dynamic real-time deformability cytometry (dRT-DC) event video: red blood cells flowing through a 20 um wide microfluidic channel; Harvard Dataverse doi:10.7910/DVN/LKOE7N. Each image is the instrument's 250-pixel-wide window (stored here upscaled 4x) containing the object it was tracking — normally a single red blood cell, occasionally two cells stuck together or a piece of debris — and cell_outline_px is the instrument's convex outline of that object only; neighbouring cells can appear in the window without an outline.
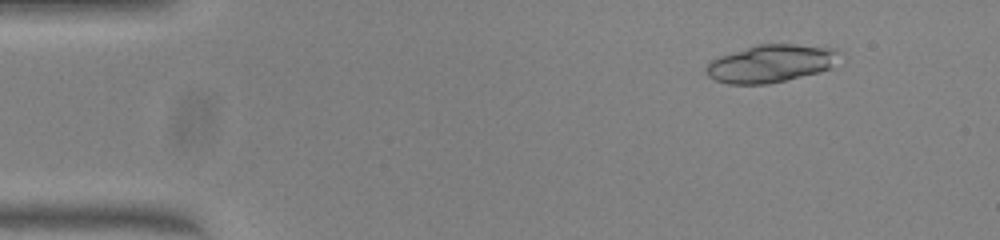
{"species": "common noctule bat (a hibernating species)", "species_latin": "Nyctalus noctula", "temperature_condition": "warm", "stored_images_in_passage": 13, "camera_frame_rate_fps": 3000, "um_per_image_px": 0.085, "animal": {"sex": "female", "body_mass_g": 23.0, "forearm_length_mm": 53.4}, "frame": {"image": 1, "passage_image": 6, "time_ms": 1.667, "image_size_px": [1000, 240], "cell_outline_px": [[836, 52], [832, 68], [820, 72], [768, 84], [728, 84], [716, 80], [708, 76], [704, 72], [704, 68], [712, 60], [720, 56], [756, 44], [796, 44], [836, 48]], "centroid_in_image_um": [65.47, 5.4], "position_along_channel_um": 19.5, "area_um2": 29.07}}